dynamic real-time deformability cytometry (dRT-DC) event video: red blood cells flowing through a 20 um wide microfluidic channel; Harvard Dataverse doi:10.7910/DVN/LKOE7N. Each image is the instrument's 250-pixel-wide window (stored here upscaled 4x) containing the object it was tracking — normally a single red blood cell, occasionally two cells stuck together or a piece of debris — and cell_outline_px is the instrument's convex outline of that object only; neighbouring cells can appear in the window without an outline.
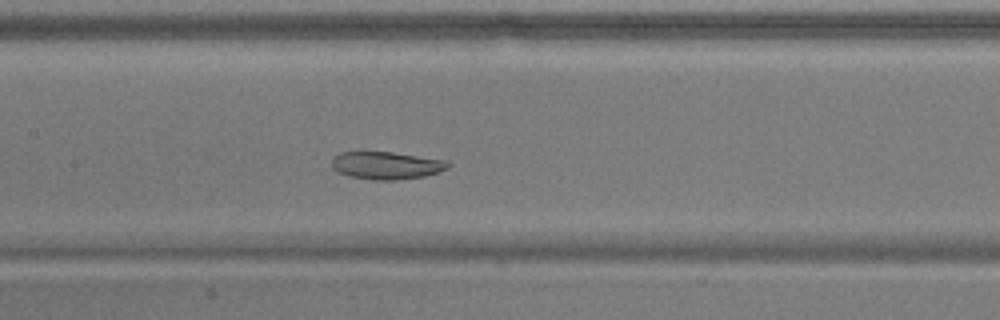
{"species": "common noctule bat (a hibernating species)", "species_latin": "Nyctalus noctula", "temperature_condition": "warm", "stored_images_in_passage": 48, "camera_frame_rate_fps": 3000, "um_per_image_px": 0.085, "animal": {"sex": "male", "body_mass_g": 17.9}, "frame": {"image": 1, "passage_image": 19, "time_ms": 6.0, "image_size_px": [1000, 320], "cell_outline_px": [[452, 164], [448, 168], [424, 176], [396, 180], [372, 180], [352, 176], [340, 172], [332, 168], [332, 160], [340, 152], [392, 152], [448, 160]], "centroid_in_image_um": [32.89, 14.05], "position_along_channel_um": 174.5, "area_um2": 18.55}}
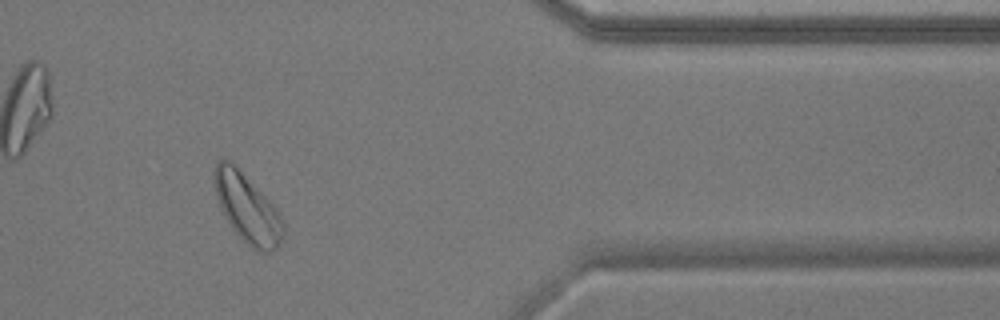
{"frame": {"image": 2, "passage_image": 39, "time_ms": 12.667, "image_size_px": [1000, 320], "cell_outline_px": [[284, 232], [276, 248], [268, 252], [256, 252], [232, 228], [224, 216], [220, 208], [216, 196], [216, 164], [220, 160], [232, 160], [272, 204], [280, 216], [284, 228]], "centroid_in_image_um": [21.02, 17.71], "position_along_channel_um": 390.4, "area_um2": 26.88}}
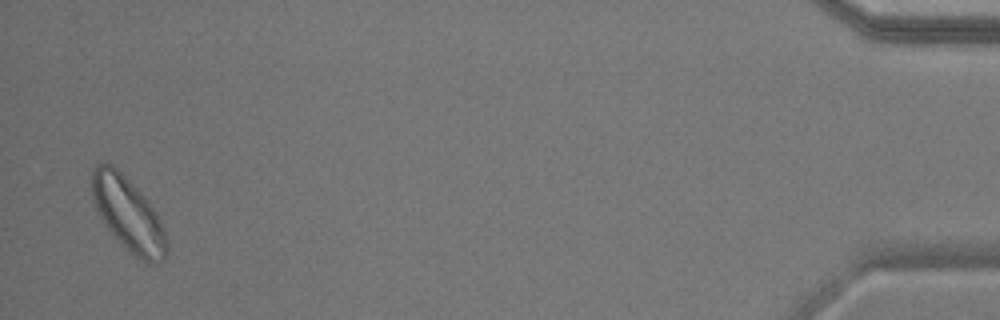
{"frame": {"image": 3, "passage_image": 47, "time_ms": 15.333, "image_size_px": [1000, 320], "cell_outline_px": [[168, 256], [160, 264], [148, 264], [136, 256], [120, 244], [104, 224], [96, 208], [88, 188], [92, 168], [96, 164], [112, 164], [140, 192], [156, 212], [164, 232], [168, 248]], "centroid_in_image_um": [10.86, 18.23], "position_along_channel_um": 424.3, "area_um2": 32.31}, "authors_computed_cell_mechanics": {"area_um2": 23.2067, "velocity_mm_per_s": 3.6196, "shape_relaxation_time_tau1_ms": null, "shape_relaxation_time_tau2_ms": 5.3561, "deformation_change_tau1": null, "deformation_change_tau2": 0.0778}}